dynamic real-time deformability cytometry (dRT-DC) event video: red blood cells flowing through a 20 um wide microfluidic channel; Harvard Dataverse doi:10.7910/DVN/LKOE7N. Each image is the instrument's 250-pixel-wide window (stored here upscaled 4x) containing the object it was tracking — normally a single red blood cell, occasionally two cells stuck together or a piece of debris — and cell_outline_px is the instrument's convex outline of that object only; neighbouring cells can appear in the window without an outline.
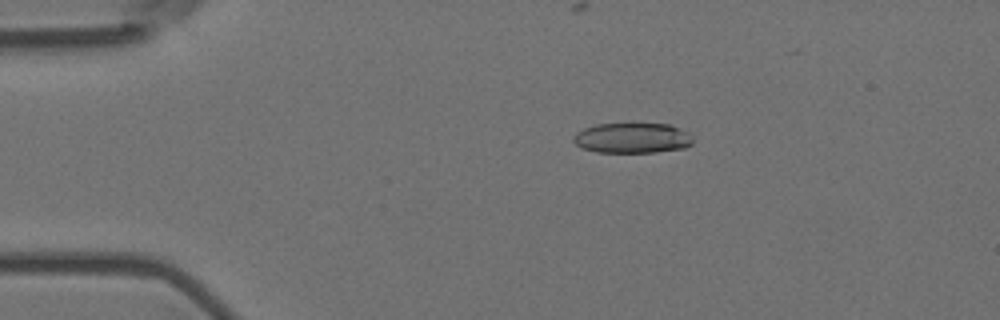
{"species": "Egyptian fruit bat (a non-hibernating species)", "species_latin": "Rousettus aegyptiacus", "temperature_condition": "room temperature", "stored_images_in_passage": 45, "camera_frame_rate_fps": 3000, "um_per_image_px": 0.085, "animal": {"sex": "female"}, "frame": {"image": 1, "passage_image": 11, "time_ms": 3.333, "image_size_px": [1000, 320], "cell_outline_px": [[692, 144], [684, 148], [656, 152], [596, 152], [580, 148], [572, 140], [572, 136], [576, 132], [584, 128], [596, 124], [672, 124], [688, 132], [692, 136]], "centroid_in_image_um": [53.73, 11.73], "position_along_channel_um": 31.3, "area_um2": 21.27}}
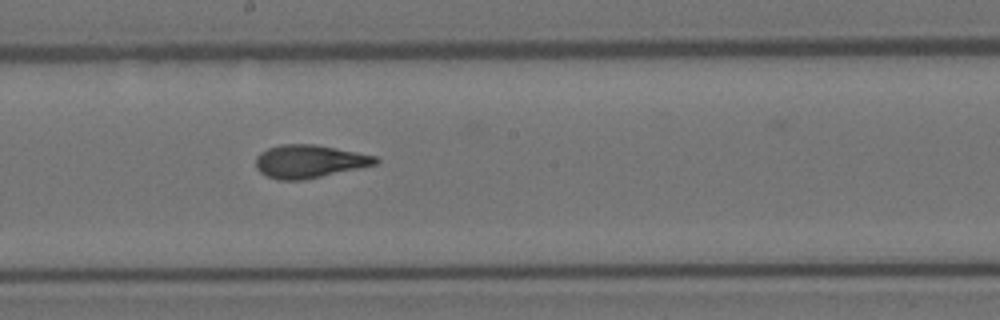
{"frame": {"image": 2, "passage_image": 31, "time_ms": 10.0, "image_size_px": [1000, 320], "cell_outline_px": [[380, 160], [376, 164], [304, 180], [276, 180], [260, 172], [256, 168], [256, 156], [260, 152], [268, 148], [280, 144], [316, 144], [376, 156]], "centroid_in_image_um": [26.25, 13.71], "position_along_channel_um": 221.9, "area_um2": 23.0}}
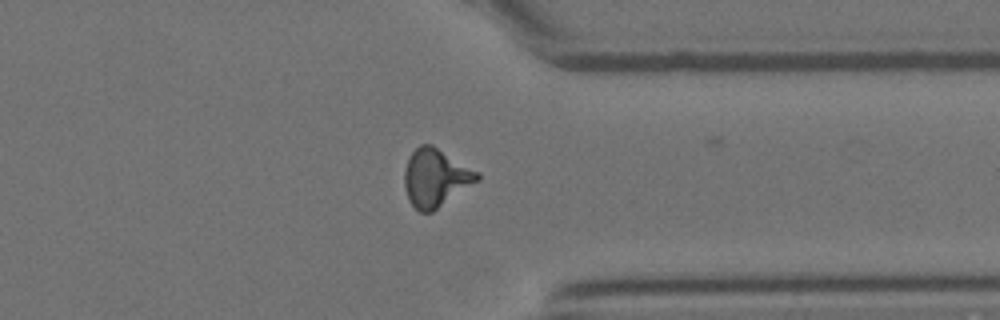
{"frame": {"image": 3, "passage_image": 44, "time_ms": 14.333, "image_size_px": [1000, 320], "cell_outline_px": [[480, 180], [432, 212], [420, 212], [408, 200], [404, 188], [404, 172], [408, 160], [412, 152], [420, 144], [432, 144], [480, 172]], "centroid_in_image_um": [37.04, 15.11], "position_along_channel_um": 374.4, "area_um2": 24.68}}